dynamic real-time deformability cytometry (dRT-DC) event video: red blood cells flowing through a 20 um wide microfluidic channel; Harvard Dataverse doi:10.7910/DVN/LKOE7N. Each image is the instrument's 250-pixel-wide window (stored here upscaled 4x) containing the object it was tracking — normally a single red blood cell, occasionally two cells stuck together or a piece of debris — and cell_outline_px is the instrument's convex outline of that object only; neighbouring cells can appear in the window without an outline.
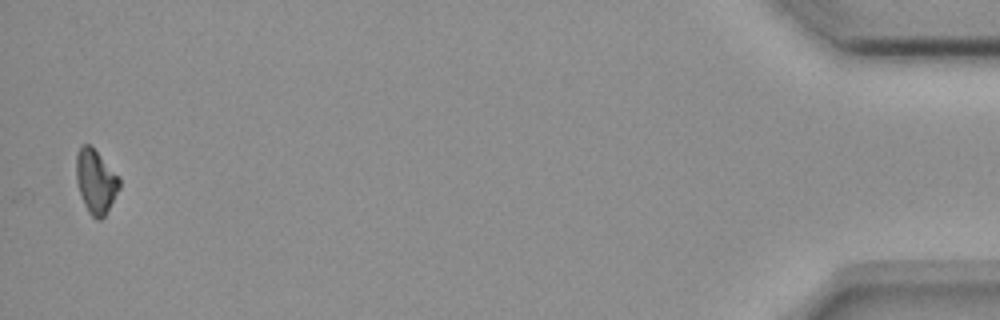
{"species": "common noctule bat (a hibernating species)", "species_latin": "Nyctalus noctula", "temperature_condition": "room temperature", "stored_images_in_passage": 39, "camera_frame_rate_fps": 3000, "um_per_image_px": 0.085, "animal": {"sex": "female", "body_mass_g": 18.4}, "frame": {"image": 1, "passage_image": 39, "time_ms": 12.667, "image_size_px": [1000, 320], "cell_outline_px": [[120, 188], [104, 216], [100, 220], [96, 220], [88, 212], [84, 204], [76, 180], [76, 152], [80, 144], [88, 144], [120, 176]], "centroid_in_image_um": [8.13, 15.42], "position_along_channel_um": 427.1, "area_um2": 16.01}}